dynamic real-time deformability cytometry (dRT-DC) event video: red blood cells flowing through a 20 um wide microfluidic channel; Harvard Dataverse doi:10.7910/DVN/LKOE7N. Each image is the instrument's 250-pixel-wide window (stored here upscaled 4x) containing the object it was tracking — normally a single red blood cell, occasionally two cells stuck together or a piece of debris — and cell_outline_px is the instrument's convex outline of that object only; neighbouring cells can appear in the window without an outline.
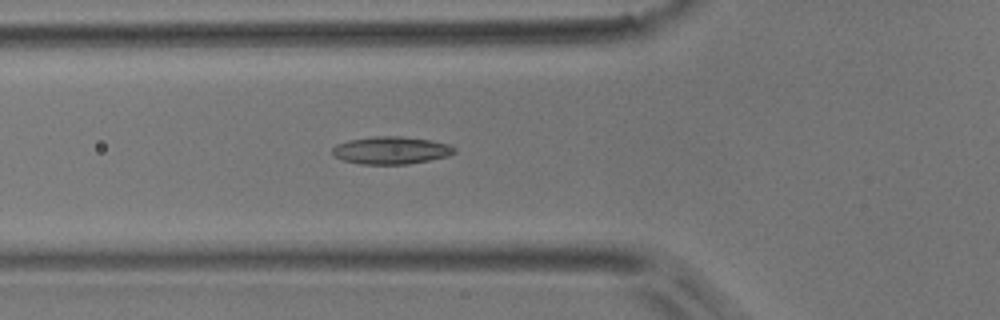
{"species": "common noctule bat (a hibernating species)", "species_latin": "Nyctalus noctula", "temperature_condition": "room temperature", "stored_images_in_passage": 50, "camera_frame_rate_fps": 3000, "um_per_image_px": 0.085, "animal": {"sex": "male", "body_mass_g": 17.9}, "frame": {"image": 1, "passage_image": 17, "time_ms": 5.333, "image_size_px": [1000, 320], "cell_outline_px": [[456, 152], [448, 156], [408, 164], [360, 164], [344, 160], [332, 156], [332, 148], [336, 144], [348, 140], [376, 136], [400, 136], [432, 140], [448, 144], [456, 148]], "centroid_in_image_um": [33.23, 12.77], "position_along_channel_um": 92.6, "area_um2": 19.65}}
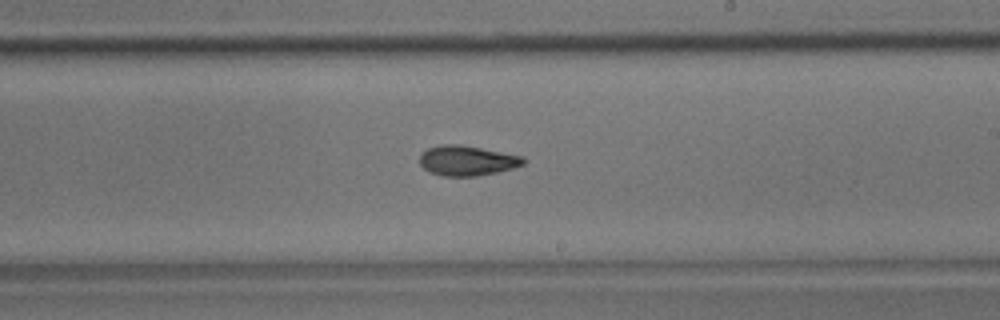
{"frame": {"image": 2, "passage_image": 29, "time_ms": 9.333, "image_size_px": [1000, 320], "cell_outline_px": [[528, 160], [524, 164], [512, 168], [496, 172], [476, 176], [444, 176], [428, 172], [420, 164], [420, 156], [428, 148], [444, 144], [460, 144], [524, 156]], "centroid_in_image_um": [39.73, 13.65], "position_along_channel_um": 249.3, "area_um2": 18.15}}
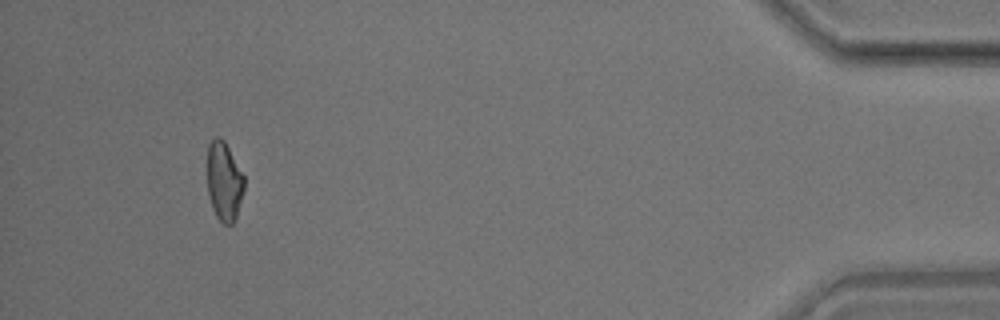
{"frame": {"image": 3, "passage_image": 47, "time_ms": 15.333, "image_size_px": [1000, 320], "cell_outline_px": [[244, 188], [236, 216], [232, 224], [224, 224], [216, 216], [212, 208], [208, 196], [208, 144], [216, 136], [220, 136], [224, 140], [244, 176]], "centroid_in_image_um": [19.04, 15.41], "position_along_channel_um": 416.2, "area_um2": 16.82}, "authors_computed_cell_mechanics": {"area_um2": 18.0625, "velocity_mm_per_s": 3.9013, "shape_relaxation_time_tau1_ms": 5.6591, "shape_relaxation_time_tau2_ms": 3.6349, "deformation_change_tau1": 0.1502, "deformation_change_tau2": 0.105}}